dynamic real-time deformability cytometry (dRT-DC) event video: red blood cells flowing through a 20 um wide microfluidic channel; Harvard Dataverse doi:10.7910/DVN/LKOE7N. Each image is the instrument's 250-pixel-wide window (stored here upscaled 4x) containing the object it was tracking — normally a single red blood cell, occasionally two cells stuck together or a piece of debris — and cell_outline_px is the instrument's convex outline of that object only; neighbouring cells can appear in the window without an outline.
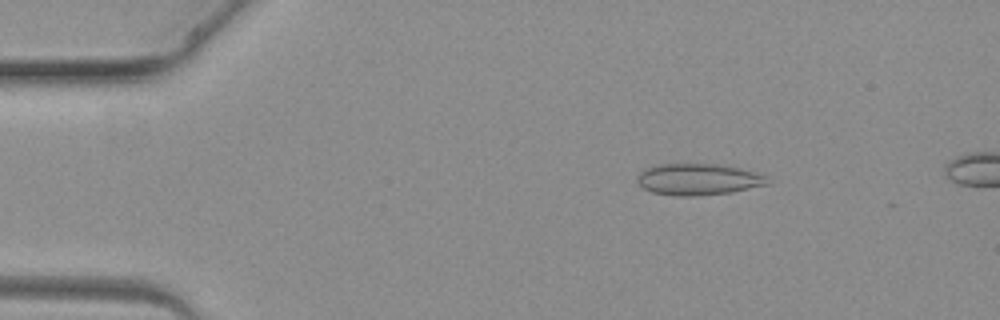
{"species": "common noctule bat (a hibernating species)", "species_latin": "Nyctalus noctula", "temperature_condition": "warm", "stored_images_in_passage": 4, "camera_frame_rate_fps": 3000, "um_per_image_px": 0.085, "animal": {"sex": "female", "body_mass_g": 19.3, "forearm_length_mm": 54.1}, "frame": {"image": 1, "passage_image": 2, "time_ms": 1.0, "image_size_px": [1000, 320], "cell_outline_px": [[768, 184], [732, 192], [692, 196], [676, 196], [652, 192], [644, 188], [636, 180], [640, 172], [644, 168], [656, 164], [724, 164], [756, 172], [764, 176]], "centroid_in_image_um": [59.31, 15.23], "position_along_channel_um": 25.7, "area_um2": 23.81}}